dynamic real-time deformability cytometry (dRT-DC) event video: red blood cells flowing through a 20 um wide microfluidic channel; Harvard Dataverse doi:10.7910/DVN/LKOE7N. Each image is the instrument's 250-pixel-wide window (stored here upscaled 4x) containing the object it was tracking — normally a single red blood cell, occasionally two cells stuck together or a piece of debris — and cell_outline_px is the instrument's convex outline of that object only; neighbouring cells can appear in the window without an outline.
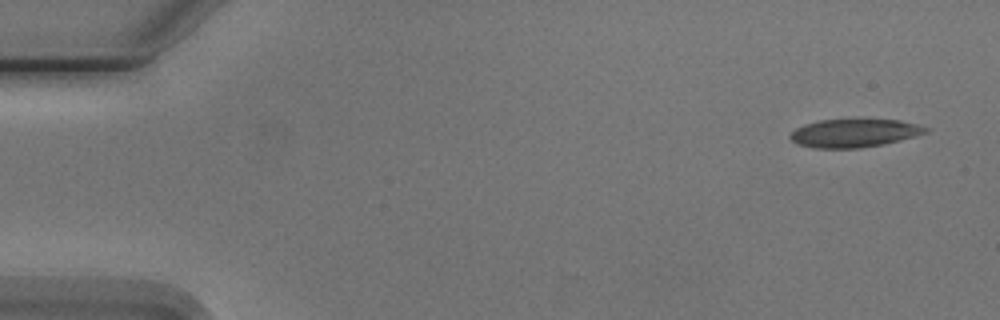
{"species": "Egyptian fruit bat (a non-hibernating species)", "species_latin": "Rousettus aegyptiacus", "temperature_condition": "cold", "stored_images_in_passage": 8, "camera_frame_rate_fps": 3000, "um_per_image_px": 0.085, "animal": {"sex": "male"}, "frame": {"image": 1, "passage_image": 1, "time_ms": 0.0, "image_size_px": [1000, 320], "cell_outline_px": [[932, 128], [928, 132], [900, 140], [884, 144], [860, 148], [812, 148], [800, 144], [792, 140], [788, 136], [796, 128], [804, 124], [820, 120], [900, 120]], "centroid_in_image_um": [72.62, 11.32], "position_along_channel_um": 12.4, "area_um2": 22.14}}
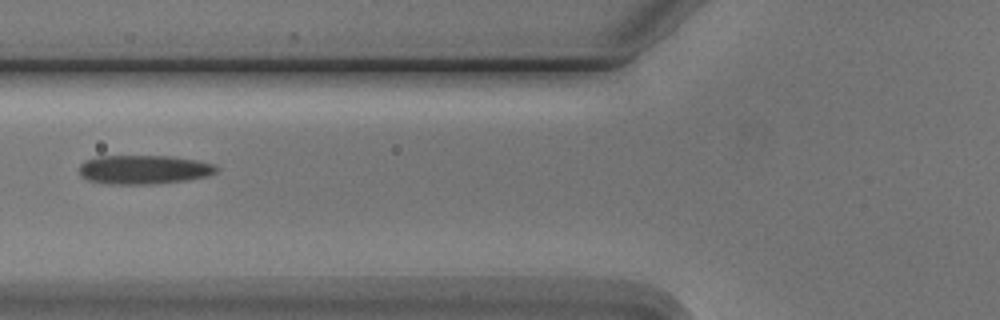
{"frame": {"image": 2, "passage_image": 6, "time_ms": 6.0, "image_size_px": [1000, 320], "cell_outline_px": [[220, 168], [216, 172], [208, 176], [188, 180], [148, 184], [108, 184], [88, 180], [80, 176], [80, 164], [84, 160], [96, 156], [172, 156], [196, 160], [212, 164]], "centroid_in_image_um": [12.21, 14.41], "position_along_channel_um": 113.6, "area_um2": 23.29}}
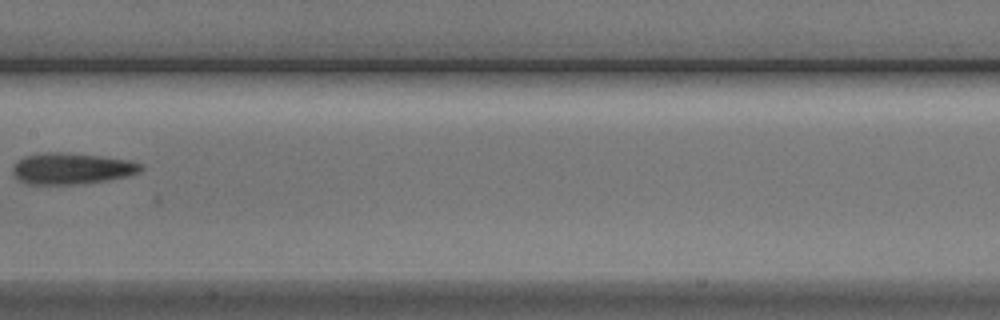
{"frame": {"image": 3, "passage_image": 8, "time_ms": 8.333, "image_size_px": [1000, 320], "cell_outline_px": [[144, 168], [140, 172], [128, 176], [108, 180], [80, 184], [28, 184], [20, 180], [12, 172], [12, 168], [24, 156], [44, 152], [60, 152], [100, 156], [128, 160], [140, 164]], "centroid_in_image_um": [6.11, 14.33], "position_along_channel_um": 201.3, "area_um2": 23.18}}